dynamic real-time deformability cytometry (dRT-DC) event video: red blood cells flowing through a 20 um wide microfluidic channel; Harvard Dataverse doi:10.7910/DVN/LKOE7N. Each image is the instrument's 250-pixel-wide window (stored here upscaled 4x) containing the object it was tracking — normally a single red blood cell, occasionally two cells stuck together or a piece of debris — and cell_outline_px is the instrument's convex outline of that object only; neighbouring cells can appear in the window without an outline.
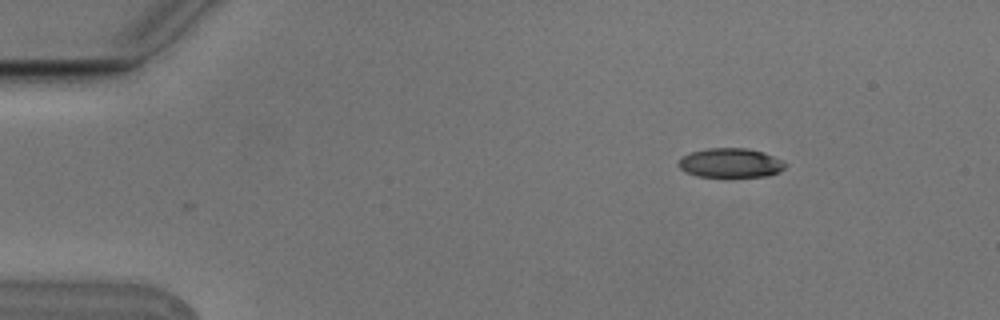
{"species": "Egyptian fruit bat (a non-hibernating species)", "species_latin": "Rousettus aegyptiacus", "temperature_condition": "cold", "stored_images_in_passage": 2, "camera_frame_rate_fps": 3000, "um_per_image_px": 0.085, "animal": {"sex": "male"}, "frame": {"image": 1, "passage_image": 2, "time_ms": 0.333, "image_size_px": [1000, 320], "cell_outline_px": [[788, 164], [780, 172], [768, 176], [696, 176], [684, 172], [676, 164], [680, 156], [692, 152], [708, 148], [748, 148], [764, 152], [784, 160]], "centroid_in_image_um": [62.09, 13.84], "position_along_channel_um": 22.9, "area_um2": 18.5}}